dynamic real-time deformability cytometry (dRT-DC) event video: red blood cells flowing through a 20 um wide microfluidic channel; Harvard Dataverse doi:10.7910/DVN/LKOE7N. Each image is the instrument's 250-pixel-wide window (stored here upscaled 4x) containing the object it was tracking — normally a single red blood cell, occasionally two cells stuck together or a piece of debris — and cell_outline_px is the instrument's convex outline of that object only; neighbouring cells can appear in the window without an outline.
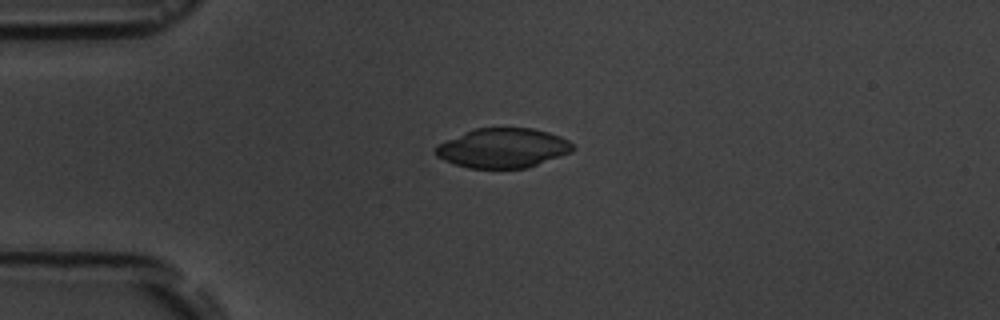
{"species": "common noctule bat (a hibernating species)", "species_latin": "Nyctalus noctula", "temperature_condition": "room temperature", "stored_images_in_passage": 5, "camera_frame_rate_fps": 3000, "um_per_image_px": 0.085, "animal": {"sex": "male", "body_mass_g": 19.5, "forearm_length_mm": 54.6}, "frame": {"image": 1, "passage_image": 4, "time_ms": 3.667, "image_size_px": [1000, 320], "cell_outline_px": [[576, 148], [572, 152], [528, 168], [468, 168], [444, 160], [436, 156], [436, 148], [440, 144], [448, 140], [476, 128], [532, 128], [548, 132], [560, 136], [568, 140]], "centroid_in_image_um": [42.81, 12.59], "position_along_channel_um": 42.2, "area_um2": 31.33}}